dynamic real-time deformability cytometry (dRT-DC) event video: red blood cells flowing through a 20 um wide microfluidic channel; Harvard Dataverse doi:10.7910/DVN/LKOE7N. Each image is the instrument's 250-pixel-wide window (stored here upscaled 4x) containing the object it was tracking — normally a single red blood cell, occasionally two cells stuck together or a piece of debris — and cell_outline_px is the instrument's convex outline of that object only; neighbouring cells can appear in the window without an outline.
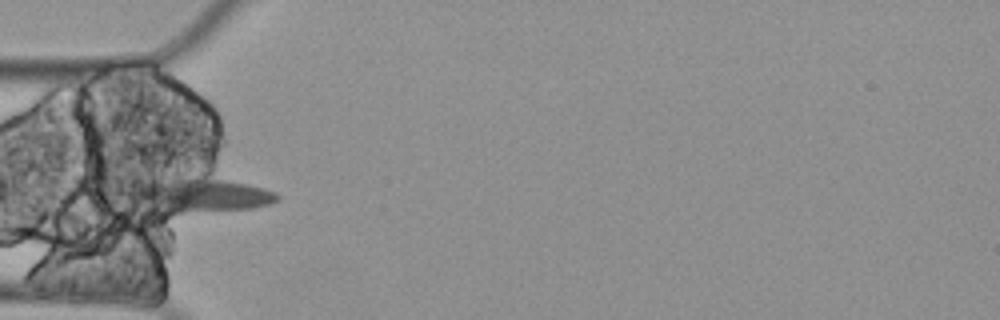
{"species": "Egyptian fruit bat (a non-hibernating species)", "species_latin": "Rousettus aegyptiacus", "temperature_condition": "cold", "stored_images_in_passage": 40, "camera_frame_rate_fps": 3000, "um_per_image_px": 0.085, "animal": {"sex": "female"}, "frame": {"image": 1, "passage_image": 1, "time_ms": 0.0, "image_size_px": [1000, 320], "cell_outline_px": [[280, 200], [268, 204], [252, 208], [168, 216], [128, 204], [124, 192], [128, 184], [172, 172], [204, 172], [264, 188], [276, 192], [280, 196]], "centroid_in_image_um": [16.64, 16.5], "position_along_channel_um": 68.4, "area_um2": 34.51}, "authors_computed_cell_mechanics": {"area_um2": 21.8195, "velocity_mm_per_s": 3.3149, "shape_relaxation_time_tau1_ms": null, "shape_relaxation_time_tau2_ms": 4.5199, "deformation_change_tau1": null, "deformation_change_tau2": 0.1541}}